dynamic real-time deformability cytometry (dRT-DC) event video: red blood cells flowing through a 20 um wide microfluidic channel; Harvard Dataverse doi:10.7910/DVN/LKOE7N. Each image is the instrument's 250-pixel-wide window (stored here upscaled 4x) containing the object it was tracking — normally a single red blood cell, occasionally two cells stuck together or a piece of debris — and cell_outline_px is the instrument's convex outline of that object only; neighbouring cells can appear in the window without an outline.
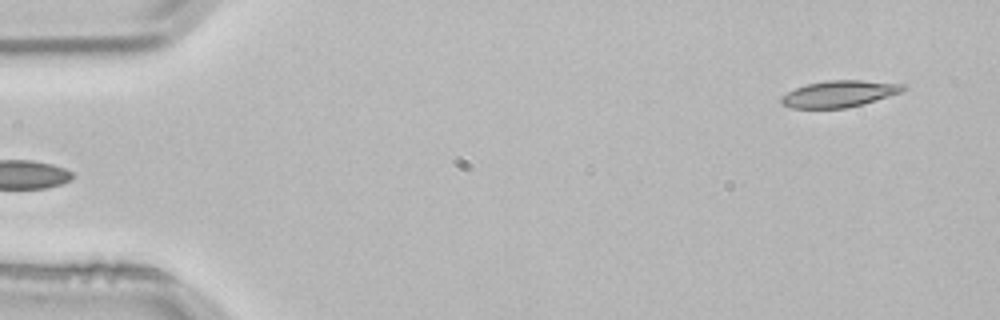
{"species": "common noctule bat (a hibernating species)", "species_latin": "Nyctalus noctula", "temperature_condition": "room temperature", "stored_images_in_passage": 4, "segment_of_instrument_passage": [2, 2], "camera_frame_rate_fps": 3000, "um_per_image_px": 0.085, "animal": {"sex": "male", "body_mass_g": 21.5, "forearm_length_mm": 52.0}, "frame": {"image": 1, "passage_image": 4, "time_ms": 1.0, "image_size_px": [1000, 320], "cell_outline_px": [[908, 88], [900, 92], [888, 96], [860, 104], [844, 108], [792, 108], [780, 104], [780, 96], [796, 88], [808, 84], [828, 80], [860, 80], [908, 84]], "centroid_in_image_um": [71.32, 7.97], "position_along_channel_um": 13.7, "area_um2": 18.73}}